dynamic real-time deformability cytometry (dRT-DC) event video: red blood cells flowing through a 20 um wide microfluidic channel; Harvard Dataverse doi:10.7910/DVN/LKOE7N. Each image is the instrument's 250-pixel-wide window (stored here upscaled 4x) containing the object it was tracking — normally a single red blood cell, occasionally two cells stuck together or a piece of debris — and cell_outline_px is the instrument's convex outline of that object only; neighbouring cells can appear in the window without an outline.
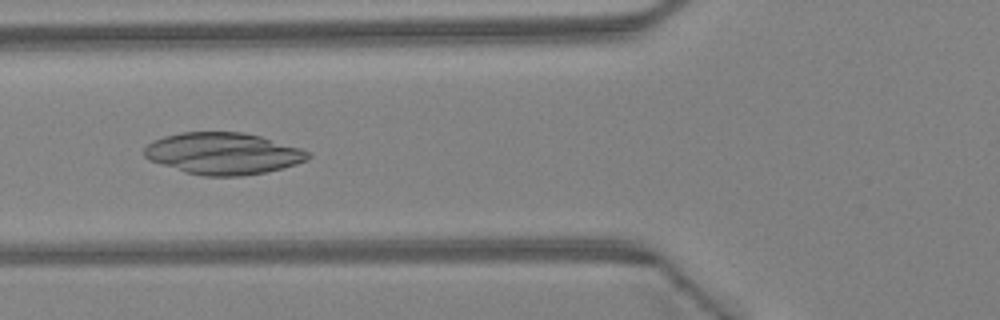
{"species": "Egyptian fruit bat (a non-hibernating species)", "species_latin": "Rousettus aegyptiacus", "temperature_condition": "warm", "stored_images_in_passage": 6, "camera_frame_rate_fps": 3000, "um_per_image_px": 0.085, "animal": {"sex": "female"}, "frame": {"image": 1, "passage_image": 4, "time_ms": 1.0, "image_size_px": [1000, 320], "cell_outline_px": [[312, 156], [308, 160], [296, 164], [264, 172], [240, 176], [204, 176], [184, 172], [148, 160], [144, 156], [144, 148], [148, 144], [164, 136], [180, 132], [244, 132], [260, 136], [300, 148], [312, 152]], "centroid_in_image_um": [18.96, 13.05], "position_along_channel_um": 106.8, "area_um2": 39.82}}
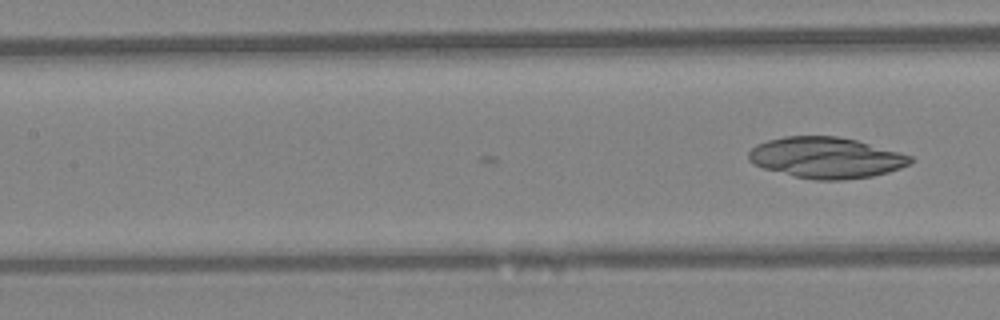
{"frame": {"image": 2, "passage_image": 6, "time_ms": 1.667, "image_size_px": [1000, 320], "cell_outline_px": [[912, 164], [888, 172], [872, 176], [844, 180], [816, 180], [792, 176], [764, 168], [752, 164], [748, 160], [748, 152], [756, 144], [768, 140], [784, 136], [836, 136], [856, 140], [900, 152], [912, 156]], "centroid_in_image_um": [70.21, 13.41], "position_along_channel_um": 137.2, "area_um2": 38.78}}